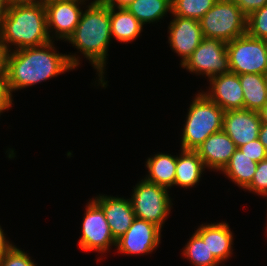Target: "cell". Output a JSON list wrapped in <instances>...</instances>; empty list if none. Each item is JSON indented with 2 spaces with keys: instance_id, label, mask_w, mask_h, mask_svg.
I'll use <instances>...</instances> for the list:
<instances>
[{
  "instance_id": "cell-18",
  "label": "cell",
  "mask_w": 267,
  "mask_h": 266,
  "mask_svg": "<svg viewBox=\"0 0 267 266\" xmlns=\"http://www.w3.org/2000/svg\"><path fill=\"white\" fill-rule=\"evenodd\" d=\"M205 165L195 150L181 149L177 157L175 183L176 186L189 188L199 182Z\"/></svg>"
},
{
  "instance_id": "cell-1",
  "label": "cell",
  "mask_w": 267,
  "mask_h": 266,
  "mask_svg": "<svg viewBox=\"0 0 267 266\" xmlns=\"http://www.w3.org/2000/svg\"><path fill=\"white\" fill-rule=\"evenodd\" d=\"M55 52L52 41L6 52L5 74L10 93L75 69L80 64L75 55Z\"/></svg>"
},
{
  "instance_id": "cell-14",
  "label": "cell",
  "mask_w": 267,
  "mask_h": 266,
  "mask_svg": "<svg viewBox=\"0 0 267 266\" xmlns=\"http://www.w3.org/2000/svg\"><path fill=\"white\" fill-rule=\"evenodd\" d=\"M209 80L211 91L202 92L209 100L215 102L225 112L244 109V93L238 74L224 73L213 76Z\"/></svg>"
},
{
  "instance_id": "cell-35",
  "label": "cell",
  "mask_w": 267,
  "mask_h": 266,
  "mask_svg": "<svg viewBox=\"0 0 267 266\" xmlns=\"http://www.w3.org/2000/svg\"><path fill=\"white\" fill-rule=\"evenodd\" d=\"M5 56L6 51L2 43L0 42V73L5 71Z\"/></svg>"
},
{
  "instance_id": "cell-25",
  "label": "cell",
  "mask_w": 267,
  "mask_h": 266,
  "mask_svg": "<svg viewBox=\"0 0 267 266\" xmlns=\"http://www.w3.org/2000/svg\"><path fill=\"white\" fill-rule=\"evenodd\" d=\"M217 0H172L174 16L200 20Z\"/></svg>"
},
{
  "instance_id": "cell-33",
  "label": "cell",
  "mask_w": 267,
  "mask_h": 266,
  "mask_svg": "<svg viewBox=\"0 0 267 266\" xmlns=\"http://www.w3.org/2000/svg\"><path fill=\"white\" fill-rule=\"evenodd\" d=\"M109 7L126 8L134 0H103Z\"/></svg>"
},
{
  "instance_id": "cell-3",
  "label": "cell",
  "mask_w": 267,
  "mask_h": 266,
  "mask_svg": "<svg viewBox=\"0 0 267 266\" xmlns=\"http://www.w3.org/2000/svg\"><path fill=\"white\" fill-rule=\"evenodd\" d=\"M50 41L44 3H9L0 22V42L6 52L11 51L10 43L20 50Z\"/></svg>"
},
{
  "instance_id": "cell-11",
  "label": "cell",
  "mask_w": 267,
  "mask_h": 266,
  "mask_svg": "<svg viewBox=\"0 0 267 266\" xmlns=\"http://www.w3.org/2000/svg\"><path fill=\"white\" fill-rule=\"evenodd\" d=\"M161 237L156 224L135 218L130 228L116 241V247L124 254H147L155 250Z\"/></svg>"
},
{
  "instance_id": "cell-7",
  "label": "cell",
  "mask_w": 267,
  "mask_h": 266,
  "mask_svg": "<svg viewBox=\"0 0 267 266\" xmlns=\"http://www.w3.org/2000/svg\"><path fill=\"white\" fill-rule=\"evenodd\" d=\"M133 192L130 200L135 218L152 222L162 228L171 208L167 188L142 179Z\"/></svg>"
},
{
  "instance_id": "cell-21",
  "label": "cell",
  "mask_w": 267,
  "mask_h": 266,
  "mask_svg": "<svg viewBox=\"0 0 267 266\" xmlns=\"http://www.w3.org/2000/svg\"><path fill=\"white\" fill-rule=\"evenodd\" d=\"M142 27L143 24L126 8L110 7L111 36L118 41H133L141 33Z\"/></svg>"
},
{
  "instance_id": "cell-27",
  "label": "cell",
  "mask_w": 267,
  "mask_h": 266,
  "mask_svg": "<svg viewBox=\"0 0 267 266\" xmlns=\"http://www.w3.org/2000/svg\"><path fill=\"white\" fill-rule=\"evenodd\" d=\"M245 189L258 193L260 196L267 195V158L257 164L253 180Z\"/></svg>"
},
{
  "instance_id": "cell-34",
  "label": "cell",
  "mask_w": 267,
  "mask_h": 266,
  "mask_svg": "<svg viewBox=\"0 0 267 266\" xmlns=\"http://www.w3.org/2000/svg\"><path fill=\"white\" fill-rule=\"evenodd\" d=\"M258 139L267 150V124H261Z\"/></svg>"
},
{
  "instance_id": "cell-6",
  "label": "cell",
  "mask_w": 267,
  "mask_h": 266,
  "mask_svg": "<svg viewBox=\"0 0 267 266\" xmlns=\"http://www.w3.org/2000/svg\"><path fill=\"white\" fill-rule=\"evenodd\" d=\"M230 72L267 75V40L245 34L227 43Z\"/></svg>"
},
{
  "instance_id": "cell-8",
  "label": "cell",
  "mask_w": 267,
  "mask_h": 266,
  "mask_svg": "<svg viewBox=\"0 0 267 266\" xmlns=\"http://www.w3.org/2000/svg\"><path fill=\"white\" fill-rule=\"evenodd\" d=\"M196 74H206L208 78L230 72L227 43L204 37L182 68Z\"/></svg>"
},
{
  "instance_id": "cell-2",
  "label": "cell",
  "mask_w": 267,
  "mask_h": 266,
  "mask_svg": "<svg viewBox=\"0 0 267 266\" xmlns=\"http://www.w3.org/2000/svg\"><path fill=\"white\" fill-rule=\"evenodd\" d=\"M111 38L110 7L103 0H94L82 12L74 33L67 40L97 69L103 87L107 84L103 79V71Z\"/></svg>"
},
{
  "instance_id": "cell-16",
  "label": "cell",
  "mask_w": 267,
  "mask_h": 266,
  "mask_svg": "<svg viewBox=\"0 0 267 266\" xmlns=\"http://www.w3.org/2000/svg\"><path fill=\"white\" fill-rule=\"evenodd\" d=\"M236 149L233 140L221 130L211 134L195 151L205 167L222 171Z\"/></svg>"
},
{
  "instance_id": "cell-38",
  "label": "cell",
  "mask_w": 267,
  "mask_h": 266,
  "mask_svg": "<svg viewBox=\"0 0 267 266\" xmlns=\"http://www.w3.org/2000/svg\"><path fill=\"white\" fill-rule=\"evenodd\" d=\"M46 0H9V3H45Z\"/></svg>"
},
{
  "instance_id": "cell-15",
  "label": "cell",
  "mask_w": 267,
  "mask_h": 266,
  "mask_svg": "<svg viewBox=\"0 0 267 266\" xmlns=\"http://www.w3.org/2000/svg\"><path fill=\"white\" fill-rule=\"evenodd\" d=\"M104 211L113 237L118 240L135 219L130 199L99 195L93 199Z\"/></svg>"
},
{
  "instance_id": "cell-13",
  "label": "cell",
  "mask_w": 267,
  "mask_h": 266,
  "mask_svg": "<svg viewBox=\"0 0 267 266\" xmlns=\"http://www.w3.org/2000/svg\"><path fill=\"white\" fill-rule=\"evenodd\" d=\"M261 119L258 111L229 110L224 113L223 131L238 147L258 139Z\"/></svg>"
},
{
  "instance_id": "cell-36",
  "label": "cell",
  "mask_w": 267,
  "mask_h": 266,
  "mask_svg": "<svg viewBox=\"0 0 267 266\" xmlns=\"http://www.w3.org/2000/svg\"><path fill=\"white\" fill-rule=\"evenodd\" d=\"M9 6V0H0V22L2 17L6 14Z\"/></svg>"
},
{
  "instance_id": "cell-37",
  "label": "cell",
  "mask_w": 267,
  "mask_h": 266,
  "mask_svg": "<svg viewBox=\"0 0 267 266\" xmlns=\"http://www.w3.org/2000/svg\"><path fill=\"white\" fill-rule=\"evenodd\" d=\"M261 124H267V104L259 111Z\"/></svg>"
},
{
  "instance_id": "cell-22",
  "label": "cell",
  "mask_w": 267,
  "mask_h": 266,
  "mask_svg": "<svg viewBox=\"0 0 267 266\" xmlns=\"http://www.w3.org/2000/svg\"><path fill=\"white\" fill-rule=\"evenodd\" d=\"M257 164L237 148L222 171L235 184L245 189L253 180Z\"/></svg>"
},
{
  "instance_id": "cell-17",
  "label": "cell",
  "mask_w": 267,
  "mask_h": 266,
  "mask_svg": "<svg viewBox=\"0 0 267 266\" xmlns=\"http://www.w3.org/2000/svg\"><path fill=\"white\" fill-rule=\"evenodd\" d=\"M195 232L220 263L231 255L233 235L227 223L202 224Z\"/></svg>"
},
{
  "instance_id": "cell-4",
  "label": "cell",
  "mask_w": 267,
  "mask_h": 266,
  "mask_svg": "<svg viewBox=\"0 0 267 266\" xmlns=\"http://www.w3.org/2000/svg\"><path fill=\"white\" fill-rule=\"evenodd\" d=\"M224 113L220 106L200 92L189 107L181 148L196 150L211 134L221 131Z\"/></svg>"
},
{
  "instance_id": "cell-32",
  "label": "cell",
  "mask_w": 267,
  "mask_h": 266,
  "mask_svg": "<svg viewBox=\"0 0 267 266\" xmlns=\"http://www.w3.org/2000/svg\"><path fill=\"white\" fill-rule=\"evenodd\" d=\"M14 245H12L8 240H6L3 230L0 227V259L2 256L9 251Z\"/></svg>"
},
{
  "instance_id": "cell-28",
  "label": "cell",
  "mask_w": 267,
  "mask_h": 266,
  "mask_svg": "<svg viewBox=\"0 0 267 266\" xmlns=\"http://www.w3.org/2000/svg\"><path fill=\"white\" fill-rule=\"evenodd\" d=\"M33 260L15 245L0 259V266H36Z\"/></svg>"
},
{
  "instance_id": "cell-31",
  "label": "cell",
  "mask_w": 267,
  "mask_h": 266,
  "mask_svg": "<svg viewBox=\"0 0 267 266\" xmlns=\"http://www.w3.org/2000/svg\"><path fill=\"white\" fill-rule=\"evenodd\" d=\"M248 17L252 12L267 4V0H232Z\"/></svg>"
},
{
  "instance_id": "cell-30",
  "label": "cell",
  "mask_w": 267,
  "mask_h": 266,
  "mask_svg": "<svg viewBox=\"0 0 267 266\" xmlns=\"http://www.w3.org/2000/svg\"><path fill=\"white\" fill-rule=\"evenodd\" d=\"M12 94L10 93L5 71L0 73V114L8 110L12 105Z\"/></svg>"
},
{
  "instance_id": "cell-24",
  "label": "cell",
  "mask_w": 267,
  "mask_h": 266,
  "mask_svg": "<svg viewBox=\"0 0 267 266\" xmlns=\"http://www.w3.org/2000/svg\"><path fill=\"white\" fill-rule=\"evenodd\" d=\"M183 255L188 258L194 266H218L220 263L196 232L187 242L183 250Z\"/></svg>"
},
{
  "instance_id": "cell-5",
  "label": "cell",
  "mask_w": 267,
  "mask_h": 266,
  "mask_svg": "<svg viewBox=\"0 0 267 266\" xmlns=\"http://www.w3.org/2000/svg\"><path fill=\"white\" fill-rule=\"evenodd\" d=\"M199 22L203 37L225 43L247 34V16L232 0H217Z\"/></svg>"
},
{
  "instance_id": "cell-29",
  "label": "cell",
  "mask_w": 267,
  "mask_h": 266,
  "mask_svg": "<svg viewBox=\"0 0 267 266\" xmlns=\"http://www.w3.org/2000/svg\"><path fill=\"white\" fill-rule=\"evenodd\" d=\"M238 149L257 163L267 158V150L259 139L250 141L247 144L238 147Z\"/></svg>"
},
{
  "instance_id": "cell-20",
  "label": "cell",
  "mask_w": 267,
  "mask_h": 266,
  "mask_svg": "<svg viewBox=\"0 0 267 266\" xmlns=\"http://www.w3.org/2000/svg\"><path fill=\"white\" fill-rule=\"evenodd\" d=\"M177 157L171 154L159 153L147 159L146 167L149 175L145 180L165 188H171L175 183Z\"/></svg>"
},
{
  "instance_id": "cell-9",
  "label": "cell",
  "mask_w": 267,
  "mask_h": 266,
  "mask_svg": "<svg viewBox=\"0 0 267 266\" xmlns=\"http://www.w3.org/2000/svg\"><path fill=\"white\" fill-rule=\"evenodd\" d=\"M82 236L79 247L83 251L105 252L111 245L116 246L103 209L92 199L86 207L82 222Z\"/></svg>"
},
{
  "instance_id": "cell-12",
  "label": "cell",
  "mask_w": 267,
  "mask_h": 266,
  "mask_svg": "<svg viewBox=\"0 0 267 266\" xmlns=\"http://www.w3.org/2000/svg\"><path fill=\"white\" fill-rule=\"evenodd\" d=\"M169 43L175 52L181 56V65L192 55L203 37L200 22L191 18L174 16L169 25Z\"/></svg>"
},
{
  "instance_id": "cell-26",
  "label": "cell",
  "mask_w": 267,
  "mask_h": 266,
  "mask_svg": "<svg viewBox=\"0 0 267 266\" xmlns=\"http://www.w3.org/2000/svg\"><path fill=\"white\" fill-rule=\"evenodd\" d=\"M247 34L267 40V4L247 17Z\"/></svg>"
},
{
  "instance_id": "cell-19",
  "label": "cell",
  "mask_w": 267,
  "mask_h": 266,
  "mask_svg": "<svg viewBox=\"0 0 267 266\" xmlns=\"http://www.w3.org/2000/svg\"><path fill=\"white\" fill-rule=\"evenodd\" d=\"M244 93V109L260 111L267 104V75L247 73L239 75Z\"/></svg>"
},
{
  "instance_id": "cell-23",
  "label": "cell",
  "mask_w": 267,
  "mask_h": 266,
  "mask_svg": "<svg viewBox=\"0 0 267 266\" xmlns=\"http://www.w3.org/2000/svg\"><path fill=\"white\" fill-rule=\"evenodd\" d=\"M172 0H134L126 9L143 25L157 20L172 11Z\"/></svg>"
},
{
  "instance_id": "cell-10",
  "label": "cell",
  "mask_w": 267,
  "mask_h": 266,
  "mask_svg": "<svg viewBox=\"0 0 267 266\" xmlns=\"http://www.w3.org/2000/svg\"><path fill=\"white\" fill-rule=\"evenodd\" d=\"M86 0H46L44 3L46 10L47 30H55L58 39L68 40L77 27L82 10L79 4ZM52 27V28H51ZM51 28V29H50Z\"/></svg>"
}]
</instances>
